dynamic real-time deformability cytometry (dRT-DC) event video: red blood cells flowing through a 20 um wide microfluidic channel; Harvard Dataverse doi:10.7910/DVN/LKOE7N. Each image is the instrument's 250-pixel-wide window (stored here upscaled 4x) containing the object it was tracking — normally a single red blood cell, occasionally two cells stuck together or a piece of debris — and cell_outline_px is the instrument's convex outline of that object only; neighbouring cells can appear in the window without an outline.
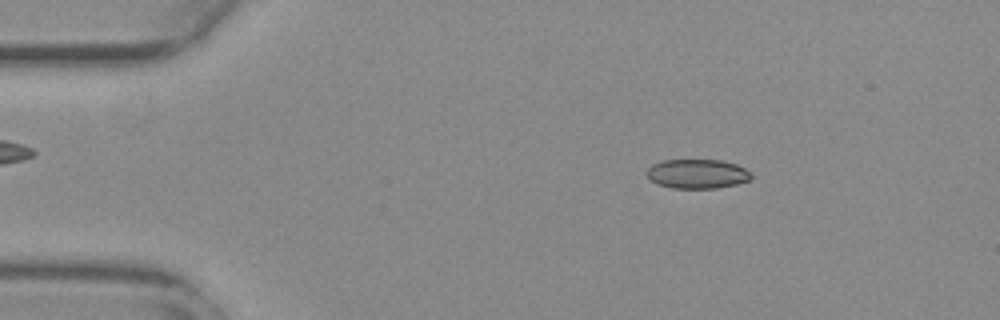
{"species": "common noctule bat (a hibernating species)", "species_latin": "Nyctalus noctula", "temperature_condition": "warm", "stored_images_in_passage": 47, "camera_frame_rate_fps": 3000, "um_per_image_px": 0.085, "animal": {"sex": "female", "body_mass_g": 29.2, "forearm_length_mm": 56.3}, "frame": {"image": 1, "passage_image": 1, "time_ms": 0.0, "image_size_px": [1000, 320], "cell_outline_px": [[752, 176], [748, 180], [736, 184], [716, 188], [672, 188], [656, 184], [648, 176], [648, 168], [652, 164], [664, 160], [720, 160], [736, 164], [752, 172]], "centroid_in_image_um": [59.28, 14.77], "position_along_channel_um": 25.7, "area_um2": 17.74}}
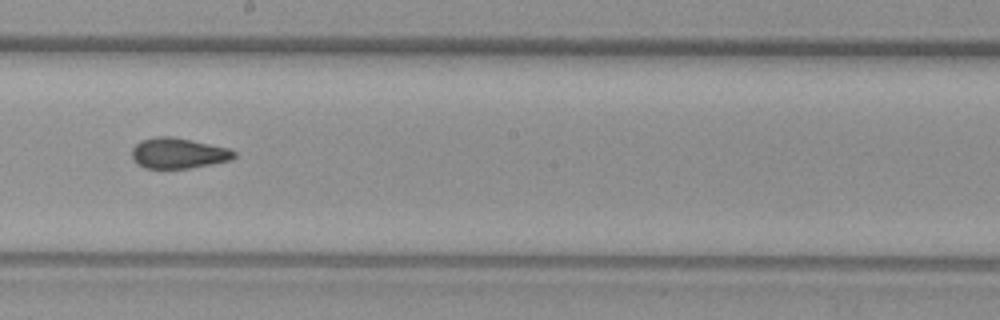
{"frame": {"image": 2, "passage_image": 23, "time_ms": 7.333, "image_size_px": [1000, 320], "cell_outline_px": [[236, 156], [232, 160], [212, 164], [188, 168], [144, 168], [136, 164], [132, 160], [132, 148], [140, 140], [156, 136], [172, 136], [192, 140], [228, 148], [236, 152]], "centroid_in_image_um": [15.13, 13.02], "position_along_channel_um": 233.1, "area_um2": 18.38}}
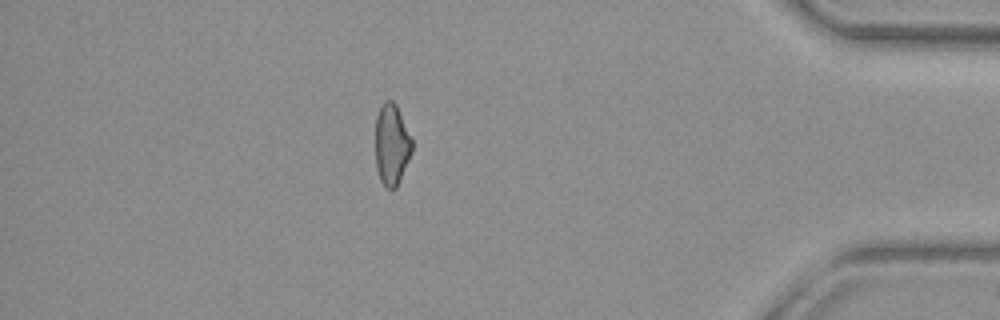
{"frame": {"image": 3, "passage_image": 40, "time_ms": 13.0, "image_size_px": [1000, 320], "cell_outline_px": [[412, 152], [400, 180], [396, 188], [384, 188], [380, 180], [376, 168], [376, 116], [380, 104], [384, 100], [392, 100], [396, 104], [412, 140]], "centroid_in_image_um": [33.28, 12.29], "position_along_channel_um": 401.9, "area_um2": 17.4}, "authors_computed_cell_mechanics": {"area_um2": 18.3226, "velocity_mm_per_s": 3.7703, "shape_relaxation_time_tau1_ms": null, "shape_relaxation_time_tau2_ms": 1.4324, "deformation_change_tau1": null, "deformation_change_tau2": 0.0708}}